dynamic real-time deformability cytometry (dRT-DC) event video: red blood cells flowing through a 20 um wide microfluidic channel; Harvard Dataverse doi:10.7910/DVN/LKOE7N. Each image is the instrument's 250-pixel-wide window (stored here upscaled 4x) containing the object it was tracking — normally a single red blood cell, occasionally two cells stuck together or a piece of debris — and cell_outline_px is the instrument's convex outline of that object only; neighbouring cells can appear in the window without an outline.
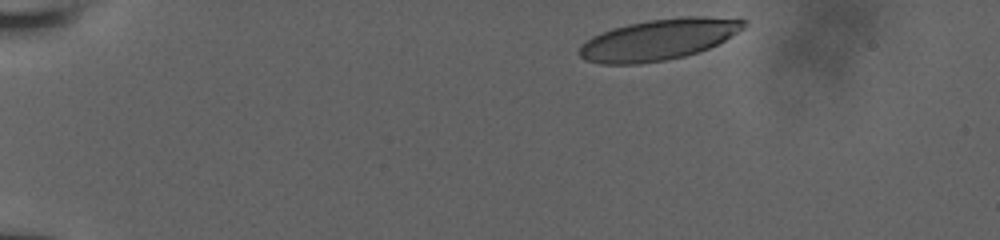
{"species": "human", "species_latin": "Homo sapiens", "temperature_condition": "room temperature", "stored_images_in_passage": 43, "camera_frame_rate_fps": 3000, "um_per_image_px": 0.085, "donor": {"sex": "male"}, "frame": {"image": 1, "passage_image": 1, "time_ms": 0.0, "image_size_px": [1000, 240], "cell_outline_px": [[748, 20], [744, 28], [724, 40], [708, 48], [684, 56], [664, 60], [640, 64], [600, 64], [584, 60], [576, 52], [580, 44], [592, 36], [612, 28], [628, 24], [648, 20], [680, 16], [704, 16]], "centroid_in_image_um": [55.92, 3.36], "position_along_channel_um": 29.1, "area_um2": 39.42}}
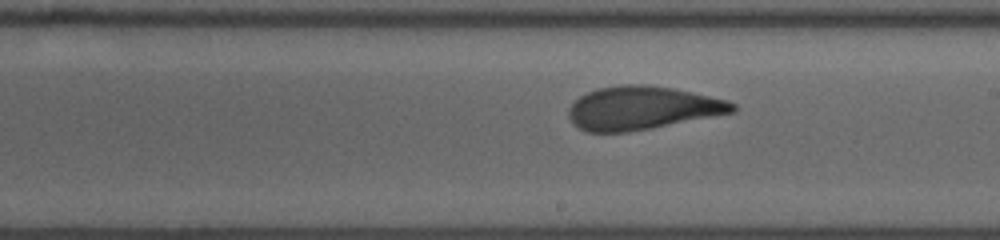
{"frame": {"image": 2, "passage_image": 23, "time_ms": 8.0, "image_size_px": [1000, 240], "cell_outline_px": [[736, 112], [652, 128], [628, 132], [588, 132], [572, 124], [568, 116], [568, 108], [580, 96], [596, 88], [620, 84], [648, 84], [672, 88], [692, 92], [728, 100], [736, 104]], "centroid_in_image_um": [54.58, 9.17], "position_along_channel_um": 234.4, "area_um2": 41.62}}
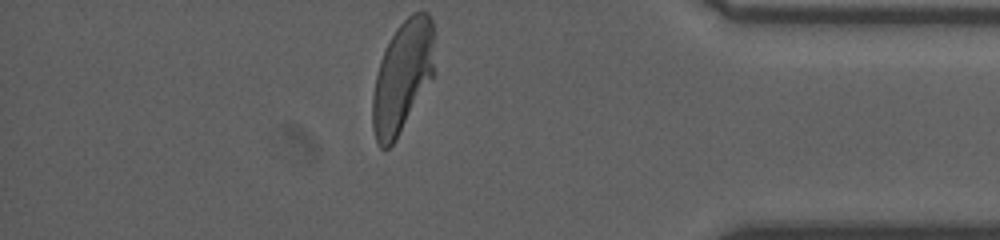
{"frame": {"image": 3, "passage_image": 43, "time_ms": 13.0, "image_size_px": [1000, 240], "cell_outline_px": [[432, 80], [396, 140], [388, 148], [380, 148], [376, 144], [372, 128], [372, 96], [376, 76], [380, 60], [396, 28], [412, 12], [428, 12], [432, 20]], "centroid_in_image_um": [34.17, 6.58], "position_along_channel_um": 401.0, "area_um2": 39.94}, "authors_computed_cell_mechanics": {"area_um2": 41.5582, "velocity_mm_per_s": 3.8432, "shape_relaxation_time_tau1_ms": 4.4429, "shape_relaxation_time_tau2_ms": 1.0878, "deformation_change_tau1": 0.1868, "deformation_change_tau2": 0.084}}